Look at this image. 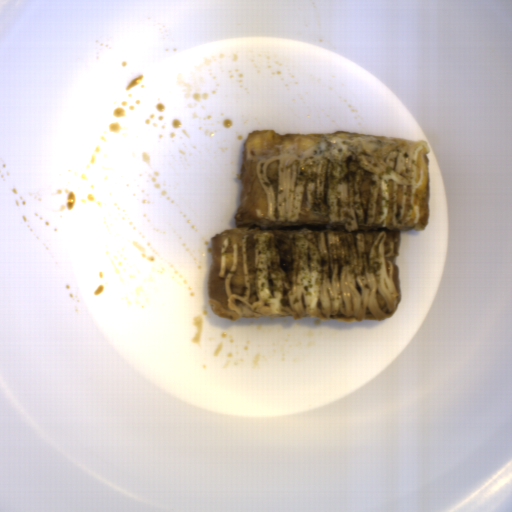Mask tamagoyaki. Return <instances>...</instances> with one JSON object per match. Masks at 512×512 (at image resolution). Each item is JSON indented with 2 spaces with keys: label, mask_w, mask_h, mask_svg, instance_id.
Wrapping results in <instances>:
<instances>
[{
  "label": "tamagoyaki",
  "mask_w": 512,
  "mask_h": 512,
  "mask_svg": "<svg viewBox=\"0 0 512 512\" xmlns=\"http://www.w3.org/2000/svg\"><path fill=\"white\" fill-rule=\"evenodd\" d=\"M423 139L252 130L235 227L210 237L216 317L383 321L402 302V232L431 215Z\"/></svg>",
  "instance_id": "1"
}]
</instances>
